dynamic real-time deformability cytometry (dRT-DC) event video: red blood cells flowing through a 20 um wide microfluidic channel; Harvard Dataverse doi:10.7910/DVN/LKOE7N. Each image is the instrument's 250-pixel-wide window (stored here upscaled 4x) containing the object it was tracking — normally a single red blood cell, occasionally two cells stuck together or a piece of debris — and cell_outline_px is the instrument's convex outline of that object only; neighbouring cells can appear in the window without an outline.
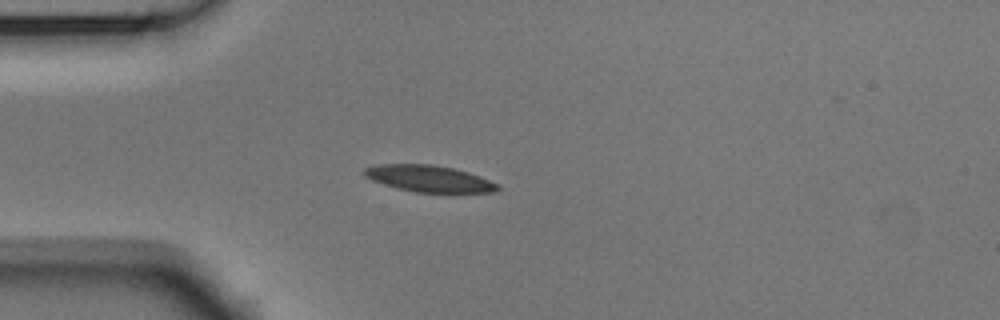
{"species": "Egyptian fruit bat (a non-hibernating species)", "species_latin": "Rousettus aegyptiacus", "temperature_condition": "room temperature", "stored_images_in_passage": 40, "camera_frame_rate_fps": 3000, "um_per_image_px": 0.085, "animal": {"sex": "male"}, "frame": {"image": 1, "passage_image": 1, "time_ms": 0.0, "image_size_px": [1000, 320], "cell_outline_px": [[500, 188], [496, 192], [452, 196], [448, 196], [416, 192], [396, 188], [372, 180], [364, 176], [364, 168], [380, 164], [432, 164], [452, 168], [468, 172], [480, 176], [500, 184]], "centroid_in_image_um": [36.6, 15.25], "position_along_channel_um": 48.4, "area_um2": 21.79}}
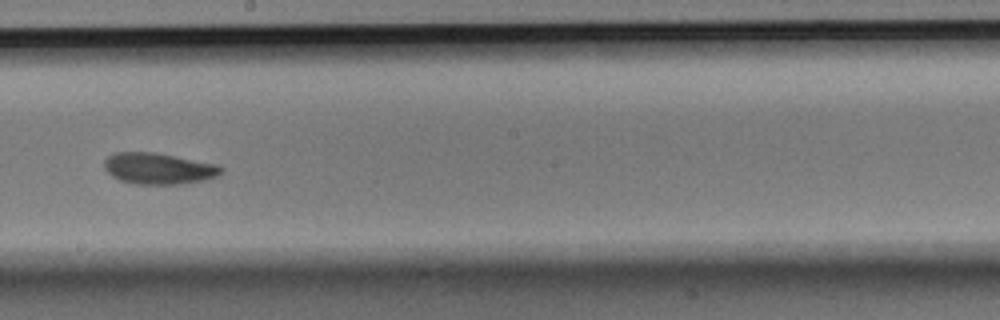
{"frame": {"image": 2, "passage_image": 17, "time_ms": 5.333, "image_size_px": [1000, 320], "cell_outline_px": [[224, 172], [220, 176], [204, 180], [180, 184], [136, 184], [120, 180], [112, 176], [104, 168], [104, 160], [108, 156], [116, 152], [156, 152], [220, 164], [224, 168]], "centroid_in_image_um": [13.55, 14.32], "position_along_channel_um": 234.7, "area_um2": 21.68}}
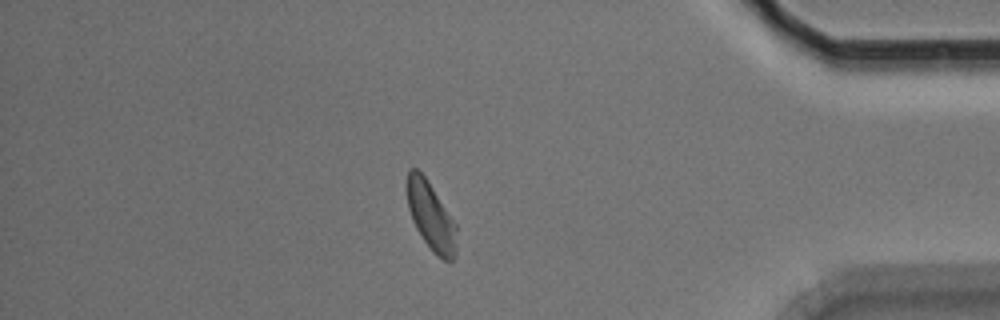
{"frame": {"image": 3, "passage_image": 33, "time_ms": 10.667, "image_size_px": [1000, 320], "cell_outline_px": [[456, 256], [448, 264], [424, 240], [416, 228], [412, 220], [408, 208], [408, 168], [416, 168], [424, 176], [456, 224]], "centroid_in_image_um": [36.64, 18.4], "position_along_channel_um": 398.6, "area_um2": 19.02}, "authors_computed_cell_mechanics": {"area_um2": 20.7791, "velocity_mm_per_s": 3.7233, "shape_relaxation_time_tau1_ms": 3.3399, "shape_relaxation_time_tau2_ms": 3.8159, "deformation_change_tau1": 0.1235, "deformation_change_tau2": 0.1005}}